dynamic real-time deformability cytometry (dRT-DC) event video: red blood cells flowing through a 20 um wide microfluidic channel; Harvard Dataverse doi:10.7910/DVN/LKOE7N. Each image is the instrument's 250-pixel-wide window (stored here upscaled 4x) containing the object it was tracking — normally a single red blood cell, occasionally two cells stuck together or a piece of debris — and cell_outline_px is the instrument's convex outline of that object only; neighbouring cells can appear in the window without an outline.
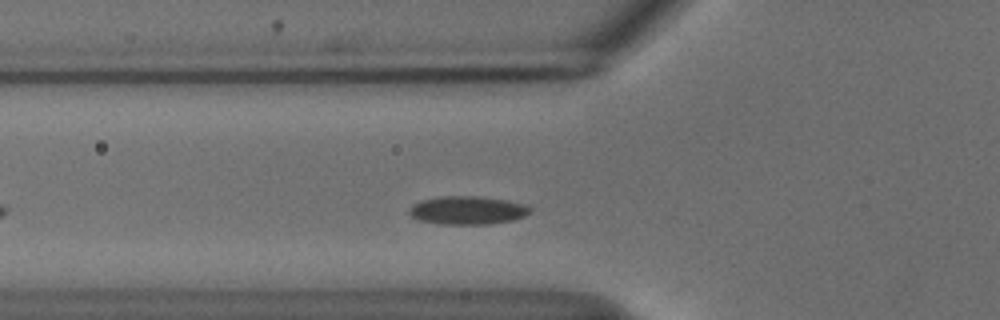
{"species": "common noctule bat (a hibernating species)", "species_latin": "Nyctalus noctula", "temperature_condition": "cold", "stored_images_in_passage": 34, "camera_frame_rate_fps": 3000, "um_per_image_px": 0.085, "animal": {"sex": "male", "body_mass_g": 18.8}, "frame": {"image": 1, "passage_image": 7, "time_ms": 2.0, "image_size_px": [1000, 320], "cell_outline_px": [[532, 212], [524, 216], [512, 220], [488, 224], [440, 224], [420, 220], [412, 216], [408, 212], [408, 208], [412, 204], [424, 200], [440, 196], [480, 196], [504, 200], [524, 204], [532, 208]], "centroid_in_image_um": [39.74, 17.87], "position_along_channel_um": 86.1, "area_um2": 19.88}}
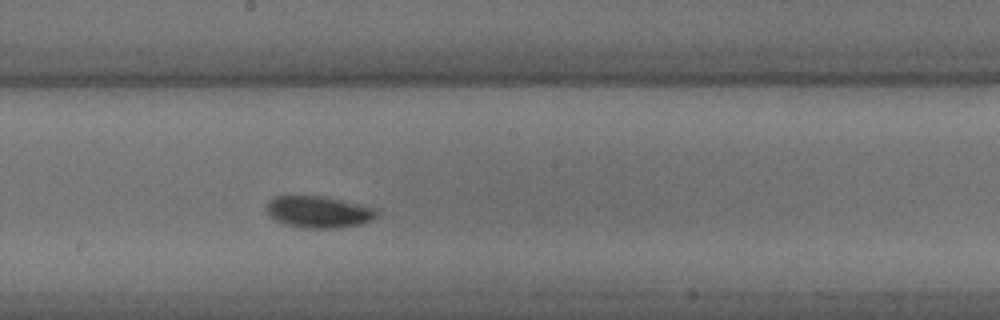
{"frame": {"image": 2, "passage_image": 18, "time_ms": 5.667, "image_size_px": [1000, 320], "cell_outline_px": [[376, 216], [372, 220], [360, 224], [336, 228], [304, 228], [284, 224], [268, 216], [264, 208], [268, 200], [276, 196], [320, 196], [360, 204], [376, 208]], "centroid_in_image_um": [27.02, 18.02], "position_along_channel_um": 221.2, "area_um2": 20.4}}
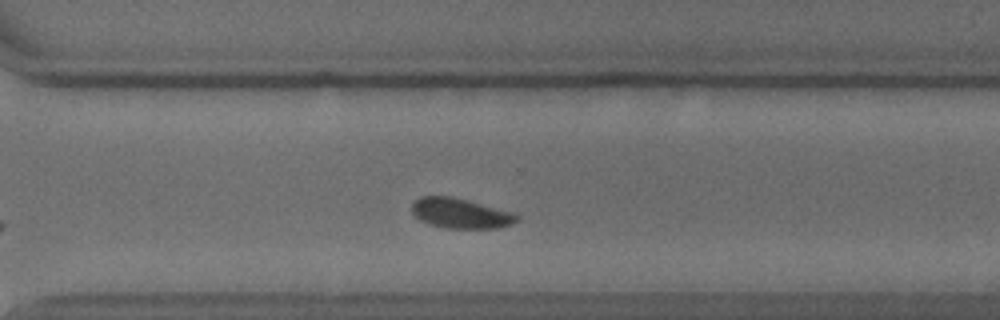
{"frame": {"image": 3, "passage_image": 27, "time_ms": 8.667, "image_size_px": [1000, 320], "cell_outline_px": [[520, 220], [512, 224], [500, 228], [444, 228], [420, 220], [412, 212], [412, 204], [420, 196], [452, 196], [516, 212], [520, 216]], "centroid_in_image_um": [39.22, 18.13], "position_along_channel_um": 331.4, "area_um2": 18.61}}